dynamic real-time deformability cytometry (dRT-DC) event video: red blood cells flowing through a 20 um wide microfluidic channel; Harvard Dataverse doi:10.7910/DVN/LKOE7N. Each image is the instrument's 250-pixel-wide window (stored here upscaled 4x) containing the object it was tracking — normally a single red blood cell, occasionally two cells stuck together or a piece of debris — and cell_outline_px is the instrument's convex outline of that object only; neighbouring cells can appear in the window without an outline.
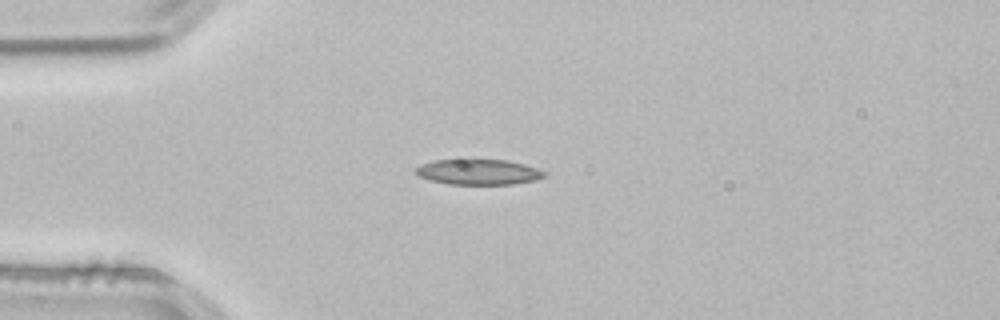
{"species": "common noctule bat (a hibernating species)", "species_latin": "Nyctalus noctula", "temperature_condition": "room temperature", "stored_images_in_passage": 40, "camera_frame_rate_fps": 3000, "um_per_image_px": 0.085, "animal": {"sex": "male", "body_mass_g": 21.5, "forearm_length_mm": 52.0}, "frame": {"image": 1, "passage_image": 1, "time_ms": 0.0, "image_size_px": [1000, 320], "cell_outline_px": [[548, 172], [544, 176], [536, 180], [512, 184], [448, 184], [416, 176], [416, 168], [420, 164], [432, 160], [464, 156], [468, 156], [508, 160], [524, 164]], "centroid_in_image_um": [40.62, 14.55], "position_along_channel_um": 44.4, "area_um2": 20.17}}
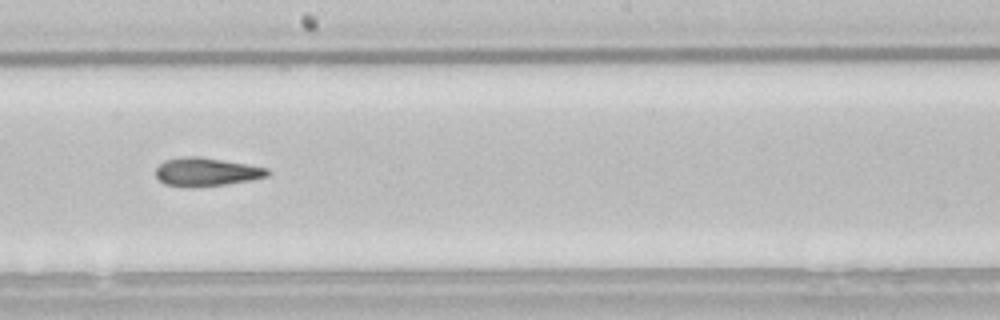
{"frame": {"image": 2, "passage_image": 17, "time_ms": 5.333, "image_size_px": [1000, 320], "cell_outline_px": [[272, 172], [268, 176], [248, 180], [224, 184], [164, 184], [156, 176], [156, 168], [164, 160], [184, 156], [200, 156], [248, 164], [268, 168]], "centroid_in_image_um": [17.59, 14.55], "position_along_channel_um": 230.6, "area_um2": 17.74}}
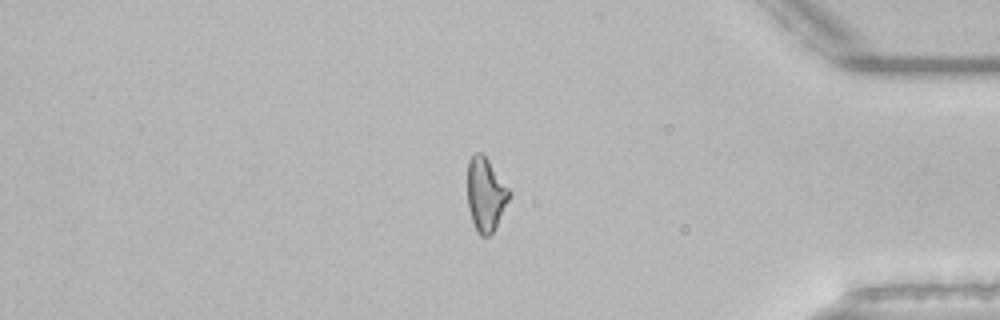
{"frame": {"image": 3, "passage_image": 32, "time_ms": 10.333, "image_size_px": [1000, 320], "cell_outline_px": [[512, 196], [496, 228], [488, 236], [480, 236], [476, 232], [468, 208], [468, 160], [476, 152], [480, 152], [488, 160], [512, 192]], "centroid_in_image_um": [41.31, 16.56], "position_along_channel_um": 393.9, "area_um2": 18.09}, "authors_computed_cell_mechanics": {"area_um2": 18.5249, "velocity_mm_per_s": 3.848, "shape_relaxation_time_tau1_ms": null, "shape_relaxation_time_tau2_ms": 4.0616, "deformation_change_tau1": null, "deformation_change_tau2": 0.1428}}